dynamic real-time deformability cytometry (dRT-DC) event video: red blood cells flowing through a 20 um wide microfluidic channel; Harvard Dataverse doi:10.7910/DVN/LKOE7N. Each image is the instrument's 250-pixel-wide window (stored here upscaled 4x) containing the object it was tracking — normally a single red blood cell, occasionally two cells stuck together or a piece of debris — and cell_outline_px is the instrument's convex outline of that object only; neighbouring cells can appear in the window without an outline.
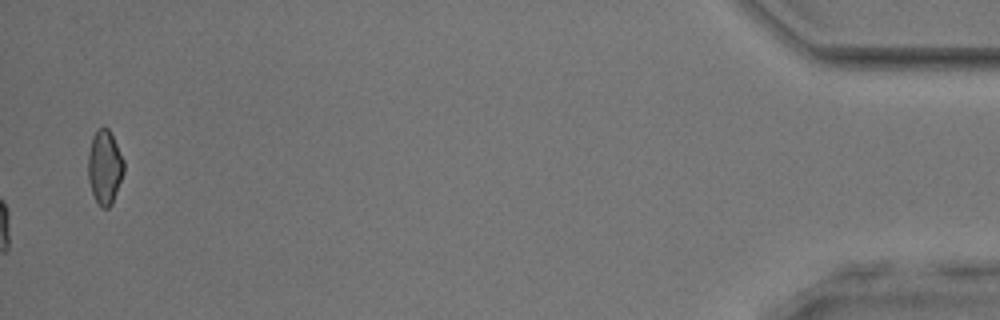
{"species": "common noctule bat (a hibernating species)", "species_latin": "Nyctalus noctula", "temperature_condition": "room temperature", "stored_images_in_passage": 55, "camera_frame_rate_fps": 3000, "um_per_image_px": 0.085, "animal": {"sex": "male", "body_mass_g": 17.9, "forearm_length_mm": 54.2}, "frame": {"image": 1, "passage_image": 55, "time_ms": 18.0, "image_size_px": [1000, 320], "cell_outline_px": [[124, 172], [112, 204], [108, 208], [100, 208], [92, 192], [88, 180], [88, 152], [92, 136], [96, 128], [104, 124], [108, 128], [124, 160]], "centroid_in_image_um": [8.88, 14.18], "position_along_channel_um": 426.3, "area_um2": 15.66}, "authors_computed_cell_mechanics": {"area_um2": 20.0566, "velocity_mm_per_s": 3.8793, "shape_relaxation_time_tau1_ms": 4.7238, "shape_relaxation_time_tau2_ms": 1.7321, "deformation_change_tau1": 0.1339, "deformation_change_tau2": 0.0776}}